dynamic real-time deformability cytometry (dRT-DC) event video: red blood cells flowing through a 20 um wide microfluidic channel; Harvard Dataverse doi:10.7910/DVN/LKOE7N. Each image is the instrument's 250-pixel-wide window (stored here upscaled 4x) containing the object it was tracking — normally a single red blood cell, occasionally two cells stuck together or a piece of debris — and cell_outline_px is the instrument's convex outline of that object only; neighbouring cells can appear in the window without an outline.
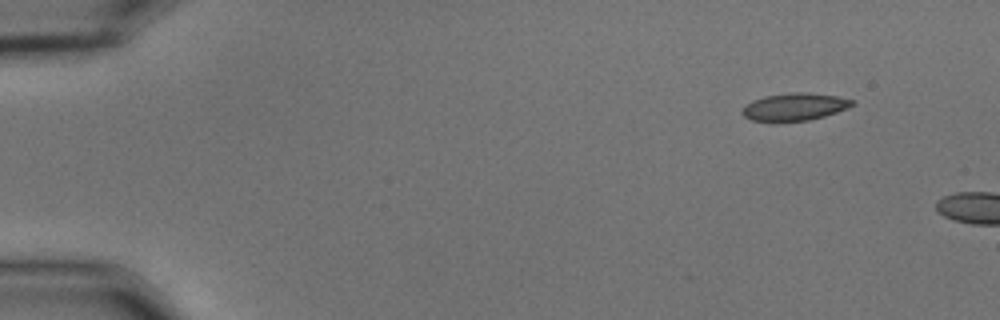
{"species": "common noctule bat (a hibernating species)", "species_latin": "Nyctalus noctula", "temperature_condition": "cold", "stored_images_in_passage": 4, "camera_frame_rate_fps": 3000, "um_per_image_px": 0.085, "animal": {"sex": "male", "body_mass_g": 15.6}, "frame": {"image": 1, "passage_image": 1, "time_ms": 0.0, "image_size_px": [1000, 320], "cell_outline_px": [[856, 104], [848, 108], [824, 116], [808, 120], [776, 124], [752, 120], [744, 116], [740, 112], [752, 100], [764, 96], [788, 92], [808, 92], [836, 96], [852, 100]], "centroid_in_image_um": [67.5, 9.11], "position_along_channel_um": 17.5, "area_um2": 18.09}}